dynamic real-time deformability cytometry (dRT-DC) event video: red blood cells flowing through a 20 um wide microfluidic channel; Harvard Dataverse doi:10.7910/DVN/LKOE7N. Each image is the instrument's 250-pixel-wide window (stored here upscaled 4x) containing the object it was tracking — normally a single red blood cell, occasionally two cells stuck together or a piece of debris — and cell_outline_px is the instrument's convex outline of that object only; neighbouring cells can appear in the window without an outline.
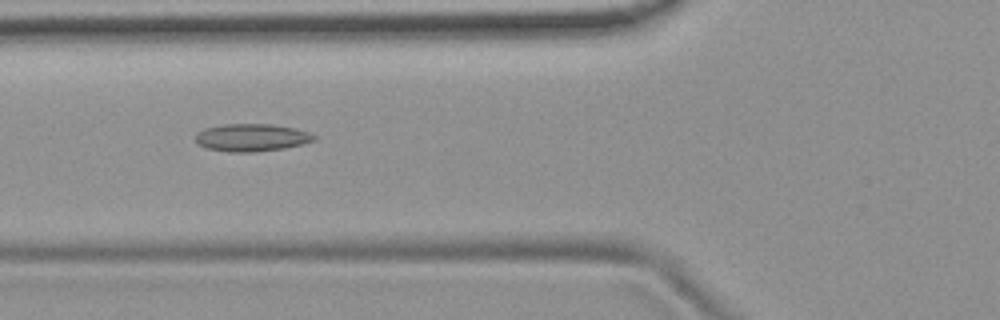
{"species": "common noctule bat (a hibernating species)", "species_latin": "Nyctalus noctula", "temperature_condition": "room temperature", "stored_images_in_passage": 42, "camera_frame_rate_fps": 3000, "um_per_image_px": 0.085, "animal": {"sex": "female", "body_mass_g": 19.9}, "frame": {"image": 1, "passage_image": 9, "time_ms": 2.667, "image_size_px": [1000, 320], "cell_outline_px": [[316, 140], [284, 148], [256, 152], [228, 152], [208, 148], [200, 144], [196, 140], [196, 132], [204, 128], [224, 124], [272, 124], [296, 128], [308, 132], [316, 136]], "centroid_in_image_um": [21.39, 11.68], "position_along_channel_um": 104.4, "area_um2": 19.02}}
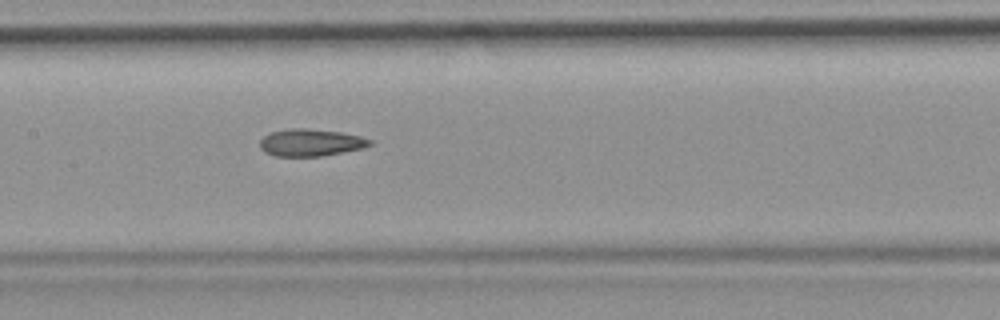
{"frame": {"image": 2, "passage_image": 15, "time_ms": 4.667, "image_size_px": [1000, 320], "cell_outline_px": [[372, 144], [364, 148], [320, 156], [276, 156], [264, 152], [260, 148], [260, 140], [264, 136], [272, 132], [292, 128], [308, 128], [340, 132], [360, 136], [372, 140]], "centroid_in_image_um": [26.41, 12.12], "position_along_channel_um": 181.0, "area_um2": 17.34}}
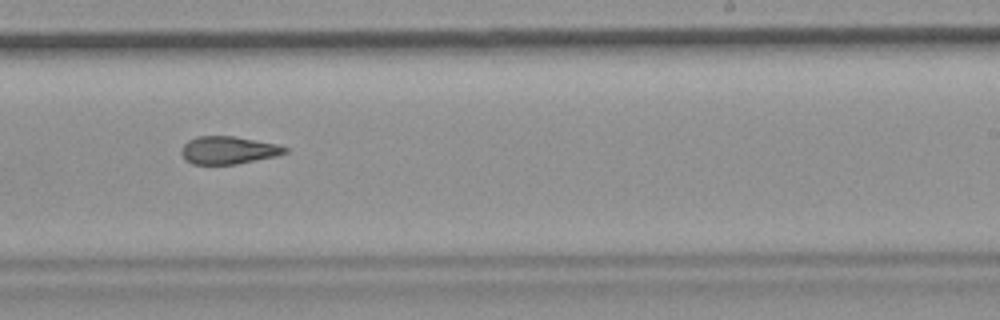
{"frame": {"image": 3, "passage_image": 22, "time_ms": 7.0, "image_size_px": [1000, 320], "cell_outline_px": [[288, 152], [276, 156], [236, 164], [192, 164], [184, 160], [180, 152], [184, 144], [188, 140], [200, 136], [236, 136], [276, 144], [288, 148]], "centroid_in_image_um": [19.39, 12.77], "position_along_channel_um": 269.6, "area_um2": 16.76}, "authors_computed_cell_mechanics": {"area_um2": 17.6001, "velocity_mm_per_s": 3.8174, "shape_relaxation_time_tau1_ms": null, "shape_relaxation_time_tau2_ms": 3.286, "deformation_change_tau1": null, "deformation_change_tau2": 0.117}}